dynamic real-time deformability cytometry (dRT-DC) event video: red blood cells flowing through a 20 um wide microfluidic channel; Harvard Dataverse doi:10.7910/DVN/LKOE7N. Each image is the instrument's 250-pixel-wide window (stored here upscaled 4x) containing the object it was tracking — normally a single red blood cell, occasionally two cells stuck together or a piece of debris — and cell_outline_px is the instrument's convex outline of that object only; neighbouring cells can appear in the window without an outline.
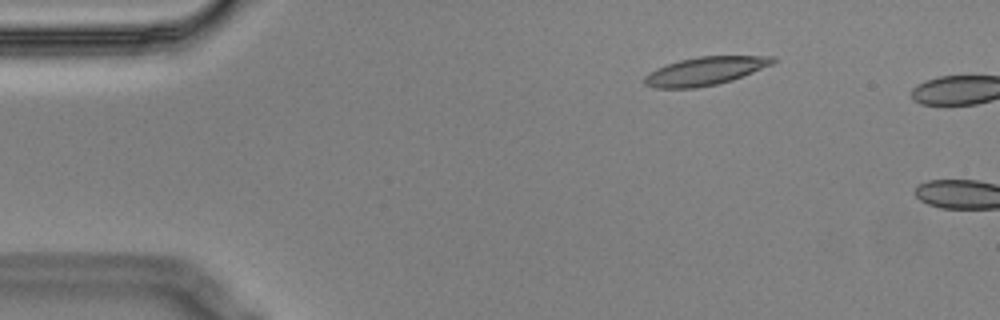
{"species": "Egyptian fruit bat (a non-hibernating species)", "species_latin": "Rousettus aegyptiacus", "temperature_condition": "cold", "stored_images_in_passage": 3, "camera_frame_rate_fps": 3000, "um_per_image_px": 0.085, "animal": {"sex": "male"}, "frame": {"image": 1, "passage_image": 2, "time_ms": 0.333, "image_size_px": [1000, 320], "cell_outline_px": [[776, 60], [772, 64], [732, 80], [716, 84], [696, 88], [656, 88], [644, 84], [644, 76], [648, 72], [656, 68], [680, 60], [700, 56], [776, 56]], "centroid_in_image_um": [59.91, 6.04], "position_along_channel_um": 25.1, "area_um2": 20.98}}